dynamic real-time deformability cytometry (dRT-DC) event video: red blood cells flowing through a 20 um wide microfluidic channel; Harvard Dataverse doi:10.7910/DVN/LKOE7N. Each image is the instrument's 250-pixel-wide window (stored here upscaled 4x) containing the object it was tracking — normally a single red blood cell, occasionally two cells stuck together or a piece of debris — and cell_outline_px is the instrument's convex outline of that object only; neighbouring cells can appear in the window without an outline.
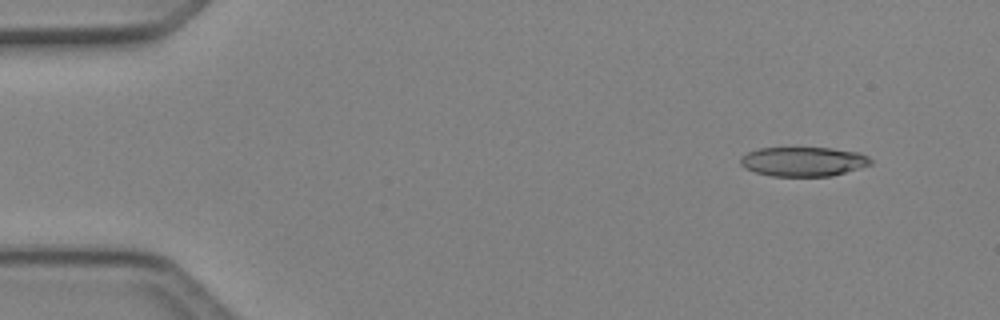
{"species": "Egyptian fruit bat (a non-hibernating species)", "species_latin": "Rousettus aegyptiacus", "temperature_condition": "cold", "stored_images_in_passage": 15, "camera_frame_rate_fps": 3000, "um_per_image_px": 0.085, "animal": {"sex": "female"}, "frame": {"image": 1, "passage_image": 5, "time_ms": 1.333, "image_size_px": [1000, 320], "cell_outline_px": [[872, 164], [832, 176], [772, 176], [756, 172], [744, 168], [740, 164], [740, 156], [748, 152], [760, 148], [832, 148], [860, 152], [868, 156], [872, 160]], "centroid_in_image_um": [68.29, 13.73], "position_along_channel_um": 16.7, "area_um2": 22.37}}